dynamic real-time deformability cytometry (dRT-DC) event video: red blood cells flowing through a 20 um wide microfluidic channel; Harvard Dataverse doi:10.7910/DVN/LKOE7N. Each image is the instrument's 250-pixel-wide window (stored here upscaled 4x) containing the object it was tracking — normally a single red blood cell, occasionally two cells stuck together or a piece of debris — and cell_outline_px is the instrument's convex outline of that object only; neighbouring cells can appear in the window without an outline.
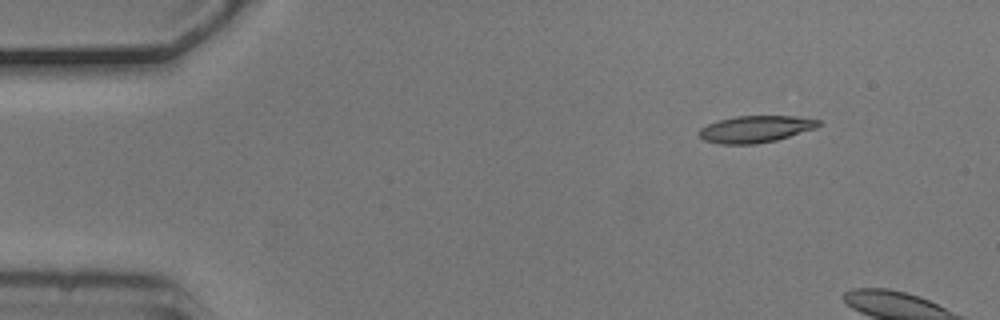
{"species": "common noctule bat (a hibernating species)", "species_latin": "Nyctalus noctula", "temperature_condition": "cold", "stored_images_in_passage": 2, "camera_frame_rate_fps": 3000, "um_per_image_px": 0.085, "animal": {"sex": "male", "body_mass_g": 20.5, "forearm_length_mm": 52.5}, "frame": {"image": 1, "passage_image": 1, "time_ms": 0.0, "image_size_px": [1000, 320], "cell_outline_px": [[820, 124], [816, 128], [776, 140], [756, 144], [720, 144], [704, 140], [700, 136], [700, 128], [708, 124], [720, 120], [736, 116], [796, 116], [820, 120]], "centroid_in_image_um": [64.23, 10.97], "position_along_channel_um": 20.8, "area_um2": 18.5}}